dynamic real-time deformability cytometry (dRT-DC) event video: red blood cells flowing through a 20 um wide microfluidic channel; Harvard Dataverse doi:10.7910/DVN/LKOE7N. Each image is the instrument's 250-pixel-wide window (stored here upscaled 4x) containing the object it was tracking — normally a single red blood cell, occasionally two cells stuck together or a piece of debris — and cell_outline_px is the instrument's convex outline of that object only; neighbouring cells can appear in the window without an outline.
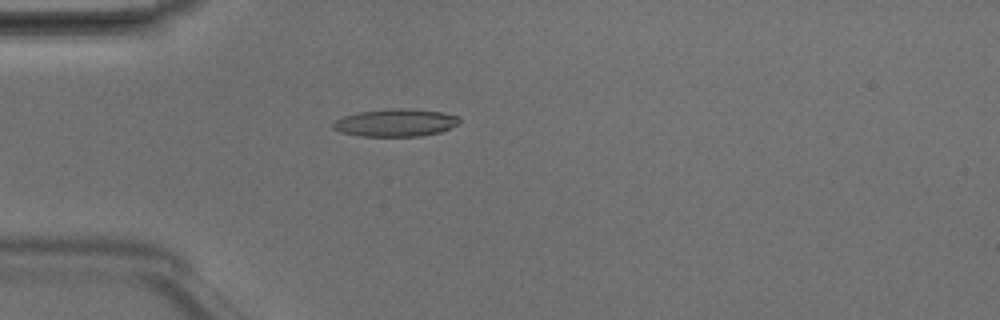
{"species": "Egyptian fruit bat (a non-hibernating species)", "species_latin": "Rousettus aegyptiacus", "temperature_condition": "room temperature", "stored_images_in_passage": 5, "camera_frame_rate_fps": 3000, "um_per_image_px": 0.085, "animal": {"sex": "male"}, "frame": {"image": 1, "passage_image": 5, "time_ms": 1.333, "image_size_px": [1000, 320], "cell_outline_px": [[460, 120], [456, 124], [440, 132], [420, 136], [360, 136], [340, 132], [332, 128], [332, 124], [336, 120], [344, 116], [356, 112], [396, 108], [408, 108], [440, 112], [460, 116]], "centroid_in_image_um": [33.59, 10.43], "position_along_channel_um": 51.4, "area_um2": 20.23}}